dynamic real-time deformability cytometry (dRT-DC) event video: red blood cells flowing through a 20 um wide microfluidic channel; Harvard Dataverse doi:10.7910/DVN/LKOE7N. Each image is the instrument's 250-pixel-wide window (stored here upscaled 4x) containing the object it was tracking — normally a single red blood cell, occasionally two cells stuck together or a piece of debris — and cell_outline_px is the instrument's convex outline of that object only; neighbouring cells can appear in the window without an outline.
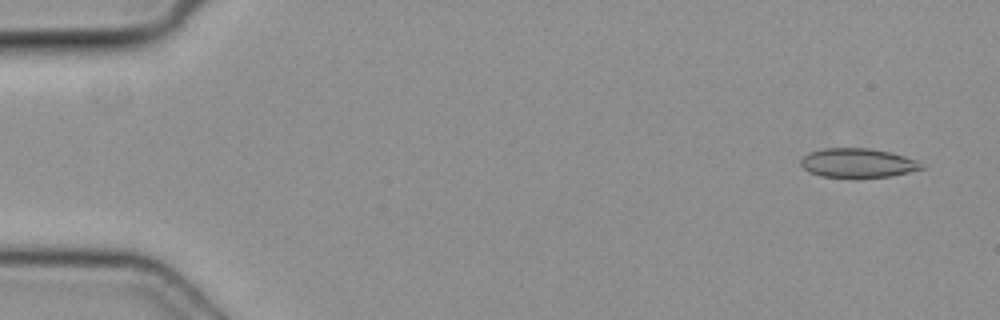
{"species": "common noctule bat (a hibernating species)", "species_latin": "Nyctalus noctula", "temperature_condition": "cold", "stored_images_in_passage": 24, "camera_frame_rate_fps": 3000, "um_per_image_px": 0.085, "animal": {"sex": "female", "body_mass_g": 19.3, "forearm_length_mm": 54.1}, "frame": {"image": 1, "passage_image": 1, "time_ms": 0.0, "image_size_px": [1000, 320], "cell_outline_px": [[924, 168], [892, 176], [856, 180], [820, 176], [808, 172], [800, 164], [800, 160], [808, 152], [824, 148], [868, 148], [888, 152], [904, 156], [916, 160]], "centroid_in_image_um": [72.85, 13.89], "position_along_channel_um": 12.2, "area_um2": 21.1}}
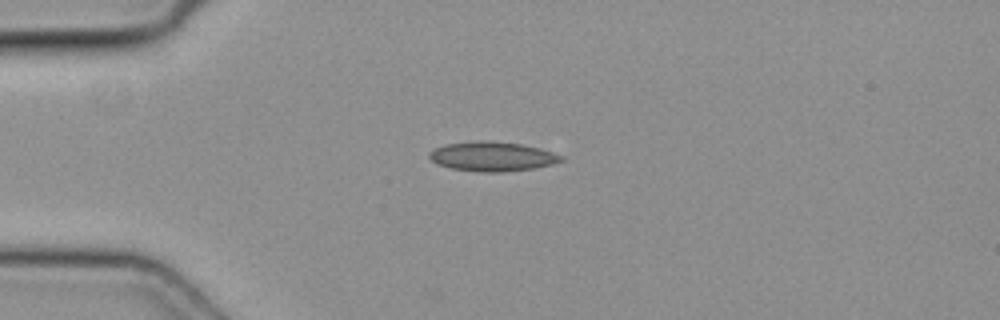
{"frame": {"image": 2, "passage_image": 11, "time_ms": 3.333, "image_size_px": [1000, 320], "cell_outline_px": [[564, 160], [552, 164], [536, 168], [504, 172], [480, 172], [452, 168], [440, 164], [432, 160], [428, 156], [428, 152], [436, 148], [448, 144], [480, 140], [488, 140], [520, 144], [540, 148], [564, 156]], "centroid_in_image_um": [41.89, 13.3], "position_along_channel_um": 43.1, "area_um2": 22.54}}
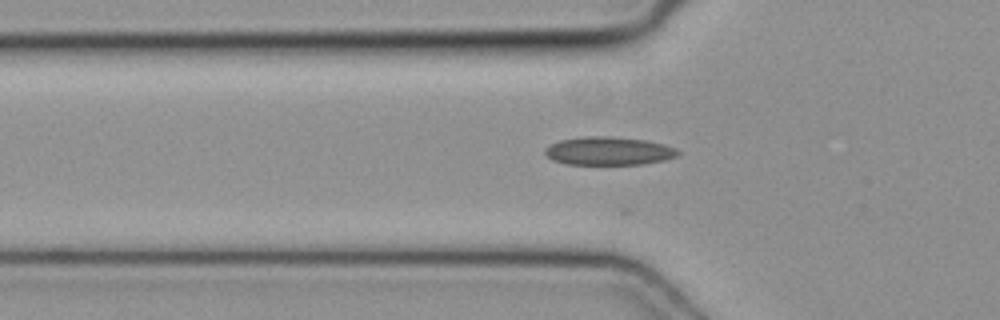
{"frame": {"image": 3, "passage_image": 15, "time_ms": 4.667, "image_size_px": [1000, 320], "cell_outline_px": [[680, 152], [676, 156], [664, 160], [644, 164], [564, 164], [552, 160], [544, 152], [544, 148], [560, 140], [584, 136], [608, 136], [644, 140], [664, 144], [676, 148]], "centroid_in_image_um": [51.72, 12.83], "position_along_channel_um": 74.1, "area_um2": 21.85}}